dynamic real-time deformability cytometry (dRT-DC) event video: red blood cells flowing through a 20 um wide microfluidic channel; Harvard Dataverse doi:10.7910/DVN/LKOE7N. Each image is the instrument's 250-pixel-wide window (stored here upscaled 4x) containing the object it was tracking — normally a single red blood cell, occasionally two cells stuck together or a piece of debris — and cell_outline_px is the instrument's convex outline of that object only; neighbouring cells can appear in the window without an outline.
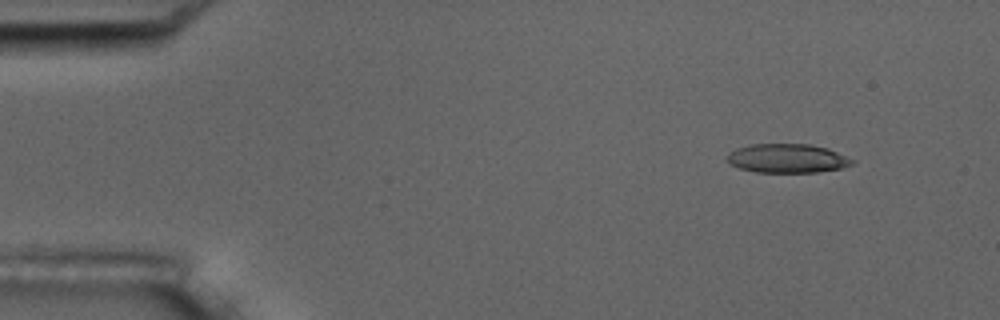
{"species": "common noctule bat (a hibernating species)", "species_latin": "Nyctalus noctula", "temperature_condition": "room temperature", "stored_images_in_passage": 2, "camera_frame_rate_fps": 3000, "um_per_image_px": 0.085, "animal": {"sex": "male", "body_mass_g": 17.5, "forearm_length_mm": 52.3}, "frame": {"image": 1, "passage_image": 1, "time_ms": 0.0, "image_size_px": [1000, 320], "cell_outline_px": [[856, 160], [852, 164], [840, 168], [816, 172], [756, 172], [740, 168], [728, 164], [728, 152], [736, 148], [752, 144], [808, 144], [828, 148]], "centroid_in_image_um": [66.91, 13.45], "position_along_channel_um": 18.1, "area_um2": 21.1}}